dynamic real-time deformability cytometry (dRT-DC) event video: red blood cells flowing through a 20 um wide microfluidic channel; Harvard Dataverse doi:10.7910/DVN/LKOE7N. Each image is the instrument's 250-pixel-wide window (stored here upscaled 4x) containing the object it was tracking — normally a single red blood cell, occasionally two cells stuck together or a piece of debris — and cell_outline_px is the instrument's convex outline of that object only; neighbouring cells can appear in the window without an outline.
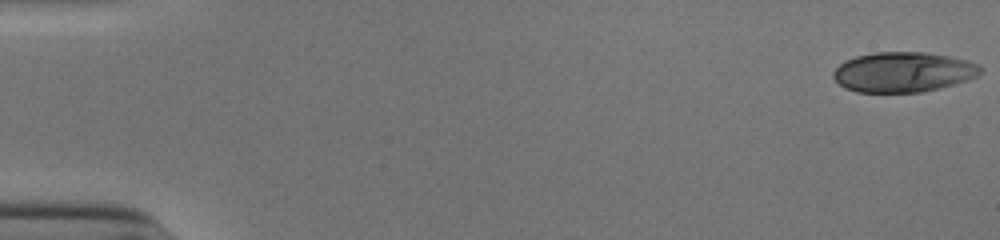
{"species": "human", "species_latin": "Homo sapiens", "temperature_condition": "cold", "stored_images_in_passage": 52, "camera_frame_rate_fps": 3000, "um_per_image_px": 0.085, "donor": {"sex": "male"}, "frame": {"image": 1, "passage_image": 1, "time_ms": 0.0, "image_size_px": [1000, 240], "cell_outline_px": [[980, 72], [976, 76], [968, 80], [940, 88], [920, 92], [856, 92], [844, 88], [832, 76], [832, 72], [844, 60], [856, 56], [876, 52], [924, 52], [948, 56], [968, 60], [980, 64]], "centroid_in_image_um": [76.76, 6.12], "position_along_channel_um": 8.2, "area_um2": 34.39}}
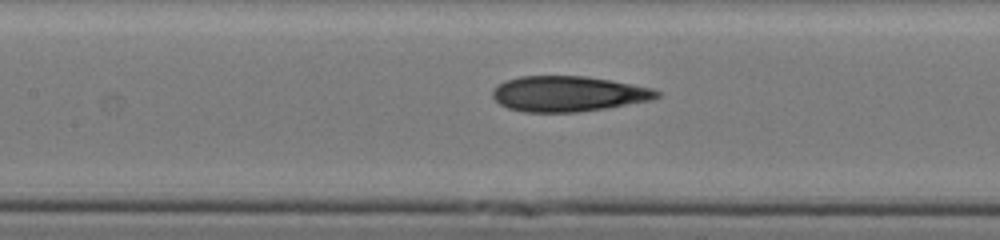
{"frame": {"image": 2, "passage_image": 25, "time_ms": 8.0, "image_size_px": [1000, 240], "cell_outline_px": [[660, 96], [652, 100], [608, 108], [576, 112], [524, 112], [508, 108], [500, 104], [492, 96], [492, 88], [496, 84], [504, 80], [520, 76], [584, 76], [612, 80], [652, 88], [660, 92]], "centroid_in_image_um": [48.28, 7.97], "position_along_channel_um": 159.1, "area_um2": 34.22}}
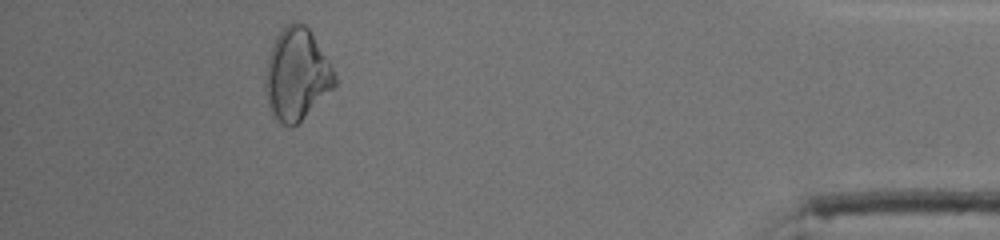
{"frame": {"image": 3, "passage_image": 48, "time_ms": 15.667, "image_size_px": [1000, 240], "cell_outline_px": [[336, 84], [292, 128], [276, 120], [272, 116], [268, 108], [264, 88], [264, 76], [268, 56], [272, 44], [276, 36], [292, 20], [296, 20], [304, 24], [308, 28], [328, 60], [336, 76]], "centroid_in_image_um": [25.16, 6.32], "position_along_channel_um": 410.0, "area_um2": 36.88}, "authors_computed_cell_mechanics": {"area_um2": 34.391, "velocity_mm_per_s": 3.9293, "shape_relaxation_time_tau1_ms": 4.783, "shape_relaxation_time_tau2_ms": 3.9758, "deformation_change_tau1": 0.1495, "deformation_change_tau2": 0.1203}}